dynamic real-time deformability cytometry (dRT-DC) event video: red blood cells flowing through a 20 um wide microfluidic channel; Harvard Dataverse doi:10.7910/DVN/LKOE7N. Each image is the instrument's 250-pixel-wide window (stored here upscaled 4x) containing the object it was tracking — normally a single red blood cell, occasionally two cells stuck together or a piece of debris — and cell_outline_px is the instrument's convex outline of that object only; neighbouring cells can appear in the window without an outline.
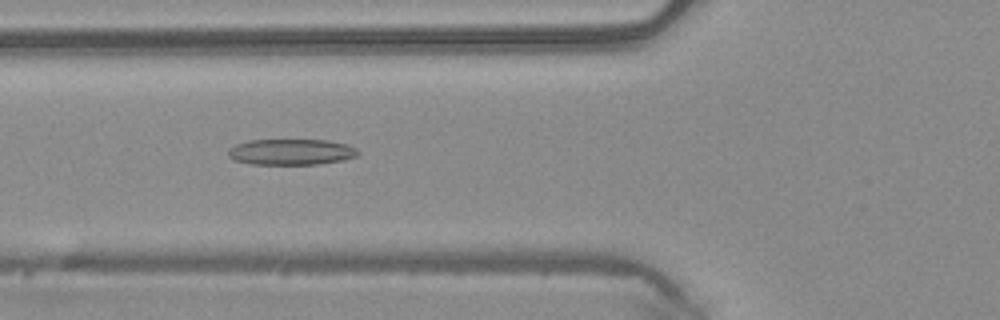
{"species": "common noctule bat (a hibernating species)", "species_latin": "Nyctalus noctula", "temperature_condition": "warm", "stored_images_in_passage": 37, "camera_frame_rate_fps": 3000, "um_per_image_px": 0.085, "animal": {"sex": "male", "body_mass_g": 20.4}, "frame": {"image": 1, "passage_image": 6, "time_ms": 1.667, "image_size_px": [1000, 320], "cell_outline_px": [[360, 152], [356, 156], [344, 160], [320, 164], [252, 164], [232, 160], [228, 156], [228, 148], [236, 144], [248, 140], [328, 140], [348, 144], [356, 148]], "centroid_in_image_um": [24.75, 12.91], "position_along_channel_um": 101.1, "area_um2": 19.83}}
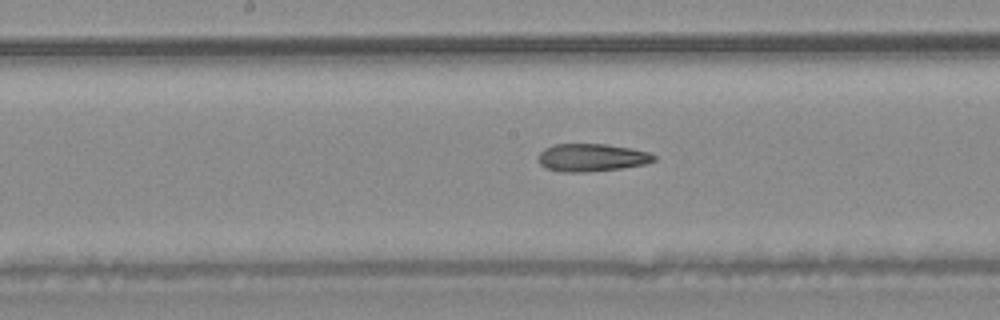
{"frame": {"image": 2, "passage_image": 13, "time_ms": 4.0, "image_size_px": [1000, 320], "cell_outline_px": [[656, 160], [644, 164], [620, 168], [584, 172], [560, 172], [544, 168], [540, 164], [540, 152], [544, 148], [556, 144], [604, 144], [632, 148], [648, 152], [656, 156]], "centroid_in_image_um": [50.29, 13.39], "position_along_channel_um": 197.9, "area_um2": 18.61}}
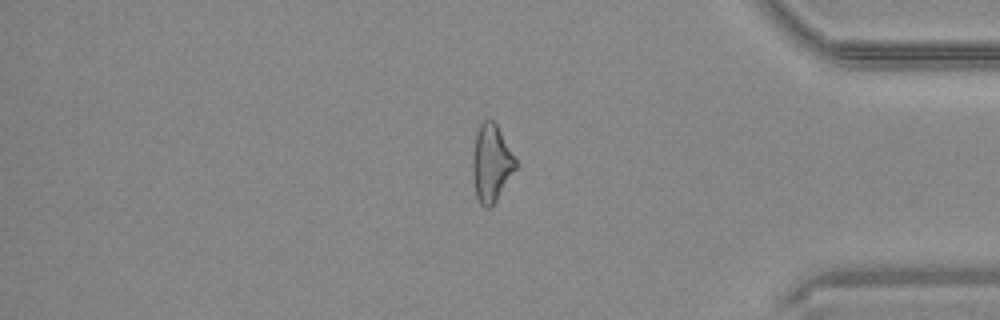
{"frame": {"image": 3, "passage_image": 29, "time_ms": 9.333, "image_size_px": [1000, 320], "cell_outline_px": [[516, 168], [496, 200], [488, 208], [484, 208], [480, 204], [476, 196], [472, 176], [472, 160], [476, 136], [480, 124], [484, 120], [492, 120], [496, 124], [516, 160]], "centroid_in_image_um": [41.74, 13.9], "position_along_channel_um": 393.5, "area_um2": 18.96}, "authors_computed_cell_mechanics": {"area_um2": 19.1318, "velocity_mm_per_s": 4.1252, "shape_relaxation_time_tau1_ms": null, "shape_relaxation_time_tau2_ms": 3.3479, "deformation_change_tau1": null, "deformation_change_tau2": 0.1383}}